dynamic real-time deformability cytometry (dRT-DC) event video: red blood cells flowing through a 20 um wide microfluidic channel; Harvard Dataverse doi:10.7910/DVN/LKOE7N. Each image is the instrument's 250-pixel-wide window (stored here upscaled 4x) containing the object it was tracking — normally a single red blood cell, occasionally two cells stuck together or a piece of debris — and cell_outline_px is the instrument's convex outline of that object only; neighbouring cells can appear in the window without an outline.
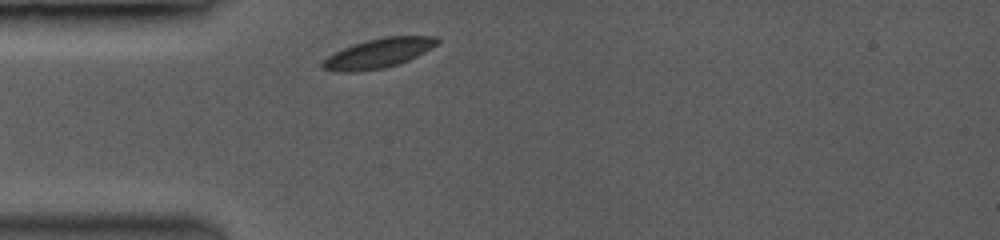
{"species": "common noctule bat (a hibernating species)", "species_latin": "Nyctalus noctula", "temperature_condition": "room temperature", "stored_images_in_passage": 19, "camera_frame_rate_fps": 3500, "um_per_image_px": 0.085, "animal": {"sex": "female", "body_mass_g": 19.0, "forearm_length_mm": 53.3}, "frame": {"image": 1, "passage_image": 1, "time_ms": 0.0, "image_size_px": [1000, 240], "cell_outline_px": [[440, 40], [436, 44], [424, 52], [408, 60], [384, 68], [356, 72], [344, 72], [324, 68], [320, 64], [328, 56], [344, 48], [368, 40], [384, 36], [436, 36]], "centroid_in_image_um": [32.18, 4.52], "position_along_channel_um": 52.8, "area_um2": 19.25}}
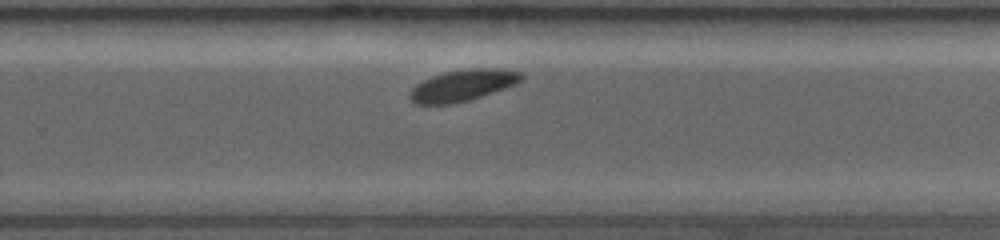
{"frame": {"image": 2, "passage_image": 13, "time_ms": 6.286, "image_size_px": [1000, 240], "cell_outline_px": [[524, 76], [520, 80], [504, 88], [468, 100], [448, 104], [416, 104], [412, 100], [412, 88], [416, 84], [432, 76], [448, 72], [480, 68], [520, 72]], "centroid_in_image_um": [39.29, 7.27], "position_along_channel_um": 290.5, "area_um2": 19.31}}
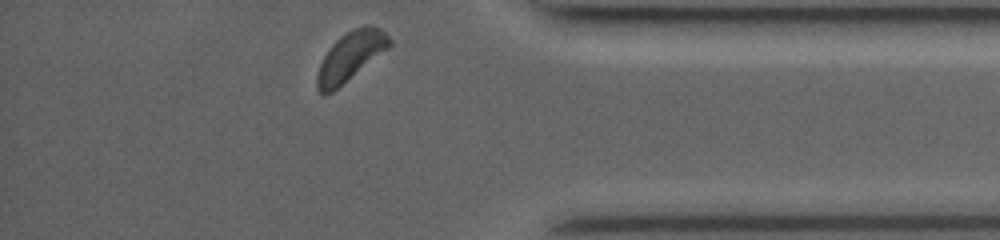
{"frame": {"image": 3, "passage_image": 19, "time_ms": 9.429, "image_size_px": [1000, 240], "cell_outline_px": [[392, 44], [388, 48], [332, 92], [324, 96], [316, 88], [316, 76], [320, 64], [324, 56], [332, 44], [340, 36], [364, 24], [380, 28], [392, 40]], "centroid_in_image_um": [29.77, 4.79], "position_along_channel_um": 405.4, "area_um2": 20.29}, "authors_computed_cell_mechanics": {"area_um2": 19.8832, "velocity_mm_per_s": 3.9201, "shape_relaxation_time_tau1_ms": 0.9036, "shape_relaxation_time_tau2_ms": null, "deformation_change_tau1": 0.0587, "deformation_change_tau2": null}}